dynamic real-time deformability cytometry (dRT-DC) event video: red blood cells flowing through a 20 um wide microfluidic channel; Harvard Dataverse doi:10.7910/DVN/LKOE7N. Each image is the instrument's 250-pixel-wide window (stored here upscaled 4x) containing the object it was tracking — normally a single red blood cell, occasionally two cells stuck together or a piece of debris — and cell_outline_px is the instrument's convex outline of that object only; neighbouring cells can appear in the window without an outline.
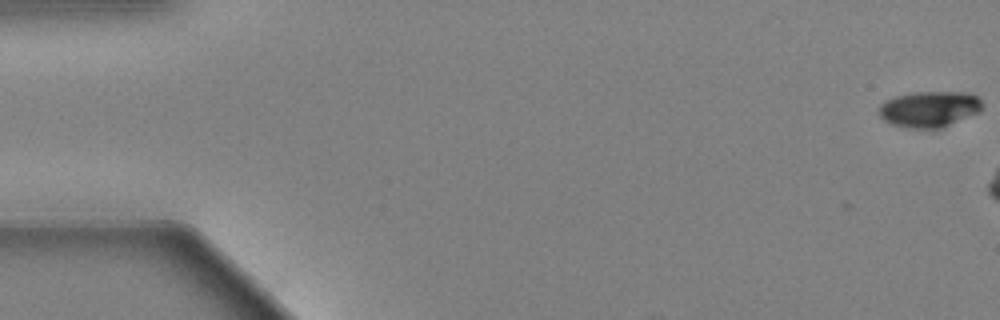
{"species": "Egyptian fruit bat (a non-hibernating species)", "species_latin": "Rousettus aegyptiacus", "temperature_condition": "warm", "stored_images_in_passage": 7, "camera_frame_rate_fps": 3000, "um_per_image_px": 0.085, "animal": {"sex": "female"}, "frame": {"image": 1, "passage_image": 1, "time_ms": 0.0, "image_size_px": [1000, 320], "cell_outline_px": [[984, 104], [980, 112], [944, 128], [908, 128], [892, 124], [884, 120], [880, 116], [880, 104], [884, 100], [896, 96], [912, 92], [968, 92], [976, 96]], "centroid_in_image_um": [79.03, 9.27], "position_along_channel_um": 6.0, "area_um2": 21.91}}